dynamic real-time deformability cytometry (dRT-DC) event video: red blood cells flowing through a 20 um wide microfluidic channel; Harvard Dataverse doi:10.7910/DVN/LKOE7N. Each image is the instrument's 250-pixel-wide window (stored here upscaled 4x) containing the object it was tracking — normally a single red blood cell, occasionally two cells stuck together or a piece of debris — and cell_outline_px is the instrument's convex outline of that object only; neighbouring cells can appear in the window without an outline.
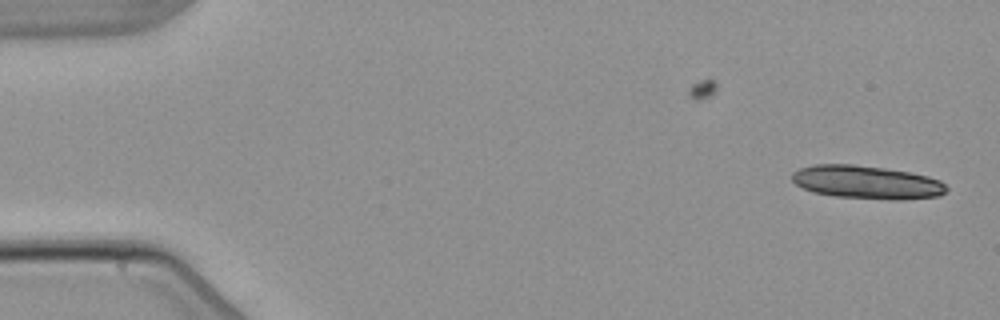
{"species": "common noctule bat (a hibernating species)", "species_latin": "Nyctalus noctula", "temperature_condition": "warm", "stored_images_in_passage": 4, "camera_frame_rate_fps": 3000, "um_per_image_px": 0.085, "animal": {"sex": "male", "body_mass_g": 21.5, "forearm_length_mm": 52.0}, "frame": {"image": 1, "passage_image": 1, "time_ms": 0.0, "image_size_px": [1000, 320], "cell_outline_px": [[948, 188], [940, 196], [900, 200], [892, 200], [836, 196], [812, 192], [796, 184], [792, 180], [792, 172], [800, 168], [816, 164], [852, 164], [884, 168], [908, 172], [928, 176], [940, 180]], "centroid_in_image_um": [73.67, 15.49], "position_along_channel_um": 11.3, "area_um2": 29.88}}